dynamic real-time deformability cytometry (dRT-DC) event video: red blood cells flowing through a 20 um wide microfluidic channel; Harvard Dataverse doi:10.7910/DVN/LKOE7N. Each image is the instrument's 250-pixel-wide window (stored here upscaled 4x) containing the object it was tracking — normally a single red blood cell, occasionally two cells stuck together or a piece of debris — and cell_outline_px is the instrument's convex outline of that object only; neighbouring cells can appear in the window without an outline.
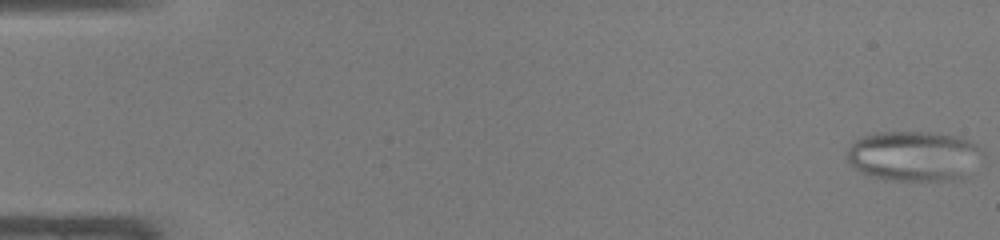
{"species": "common noctule bat (a hibernating species)", "species_latin": "Nyctalus noctula", "temperature_condition": "warm", "stored_images_in_passage": 48, "camera_frame_rate_fps": 3000, "um_per_image_px": 0.085, "animal": {"sex": "male", "body_mass_g": 19.0, "forearm_length_mm": 50.8}, "frame": {"image": 1, "passage_image": 1, "time_ms": 0.0, "image_size_px": [1000, 240], "cell_outline_px": [[984, 152], [968, 176], [964, 180], [884, 180], [868, 176], [860, 172], [848, 160], [848, 148], [856, 140], [864, 136], [876, 132], [932, 132], [960, 136], [984, 148]], "centroid_in_image_um": [77.74, 13.27], "position_along_channel_um": 7.3, "area_um2": 40.11}}
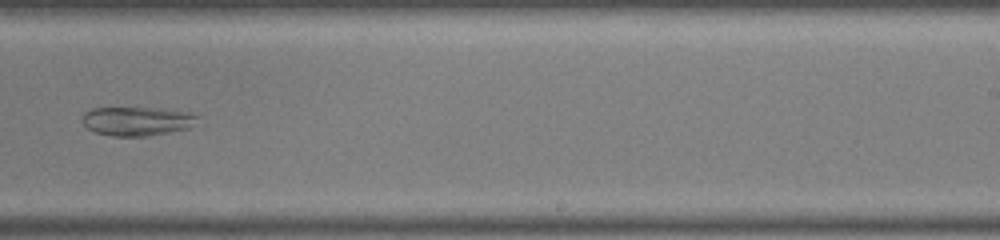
{"frame": {"image": 2, "passage_image": 31, "time_ms": 10.0, "image_size_px": [1000, 240], "cell_outline_px": [[196, 116], [188, 128], [148, 136], [112, 136], [96, 132], [88, 128], [84, 124], [84, 112], [92, 108], [156, 108], [188, 112]], "centroid_in_image_um": [11.58, 10.3], "position_along_channel_um": 277.4, "area_um2": 18.9}}
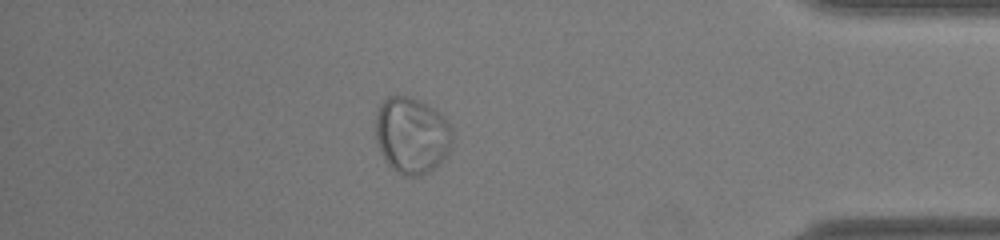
{"frame": {"image": 3, "passage_image": 42, "time_ms": 13.667, "image_size_px": [1000, 240], "cell_outline_px": [[452, 140], [448, 152], [440, 164], [428, 172], [420, 176], [400, 176], [384, 160], [376, 140], [376, 112], [380, 104], [388, 96], [408, 96], [428, 104], [440, 112], [444, 116], [452, 128]], "centroid_in_image_um": [35.0, 11.51], "position_along_channel_um": 400.2, "area_um2": 34.56}}